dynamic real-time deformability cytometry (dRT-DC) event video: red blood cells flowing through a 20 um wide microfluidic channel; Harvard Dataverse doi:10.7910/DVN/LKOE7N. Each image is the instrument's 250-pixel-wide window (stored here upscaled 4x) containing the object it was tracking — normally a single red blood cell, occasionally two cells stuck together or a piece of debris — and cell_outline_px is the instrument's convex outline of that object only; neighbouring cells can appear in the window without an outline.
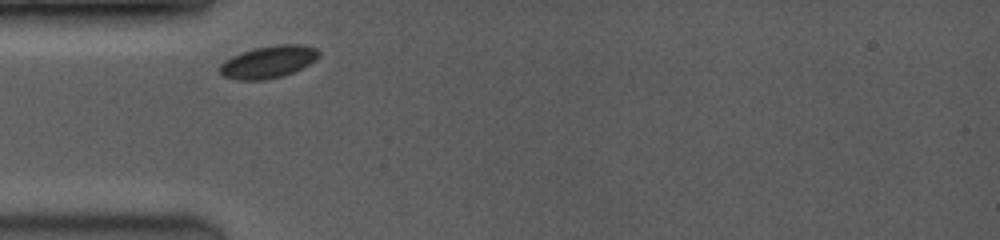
{"species": "common noctule bat (a hibernating species)", "species_latin": "Nyctalus noctula", "temperature_condition": "room temperature", "stored_images_in_passage": 5, "camera_frame_rate_fps": 3500, "um_per_image_px": 0.085, "animal": {"sex": "female", "body_mass_g": 19.0, "forearm_length_mm": 53.3}, "frame": {"image": 1, "passage_image": 1, "time_ms": 0.0, "image_size_px": [1000, 240], "cell_outline_px": [[320, 56], [308, 64], [284, 76], [264, 80], [236, 80], [224, 76], [216, 68], [224, 60], [232, 56], [252, 48], [276, 44], [300, 44], [316, 48], [320, 52]], "centroid_in_image_um": [22.77, 5.26], "position_along_channel_um": 62.2, "area_um2": 18.79}}
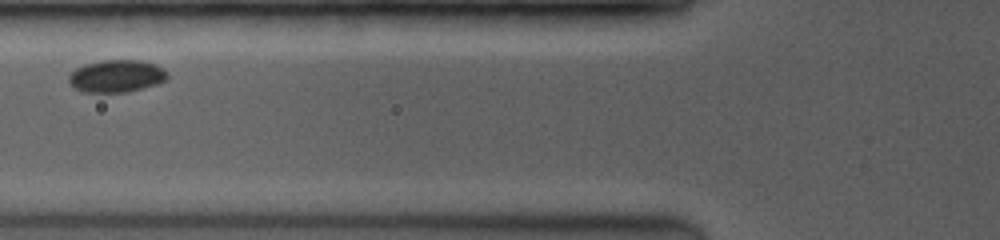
{"frame": {"image": 2, "passage_image": 3, "time_ms": 1.429, "image_size_px": [1000, 240], "cell_outline_px": [[168, 80], [156, 84], [128, 92], [84, 92], [72, 88], [68, 80], [68, 76], [76, 68], [84, 64], [100, 60], [144, 60], [156, 64], [164, 68], [168, 72]], "centroid_in_image_um": [9.92, 6.46], "position_along_channel_um": 115.9, "area_um2": 18.96}}
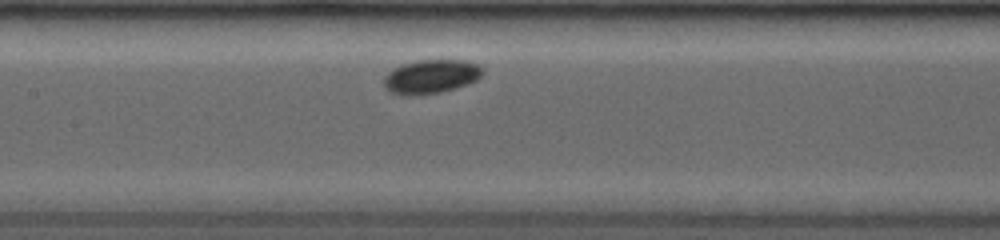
{"frame": {"image": 3, "passage_image": 5, "time_ms": 2.857, "image_size_px": [1000, 240], "cell_outline_px": [[484, 72], [476, 80], [468, 84], [456, 88], [440, 92], [408, 96], [392, 92], [384, 84], [384, 76], [392, 68], [416, 60], [464, 60], [480, 64], [484, 68]], "centroid_in_image_um": [36.68, 6.49], "position_along_channel_um": 170.7, "area_um2": 19.54}}